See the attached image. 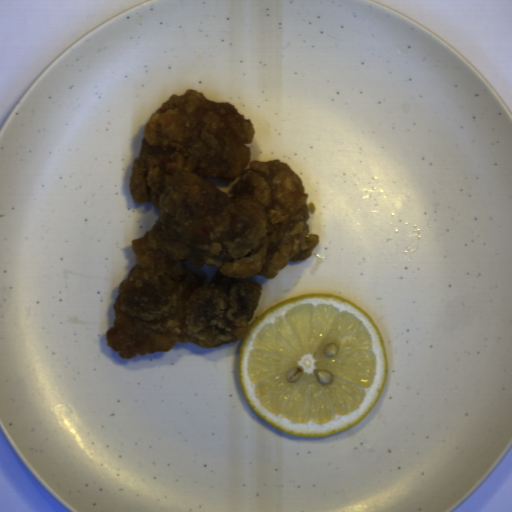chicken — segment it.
Instances as JSON below:
<instances>
[{
    "instance_id": "1",
    "label": "chicken",
    "mask_w": 512,
    "mask_h": 512,
    "mask_svg": "<svg viewBox=\"0 0 512 512\" xmlns=\"http://www.w3.org/2000/svg\"><path fill=\"white\" fill-rule=\"evenodd\" d=\"M255 129L236 106L199 90L171 94L147 121L129 187L157 220L132 241L136 263L119 286L107 345L121 359L211 349L244 338L262 288L289 262L314 253L319 235L304 183L282 160L250 161ZM233 197L205 177L236 178ZM217 267L204 283L184 264Z\"/></svg>"
}]
</instances>
